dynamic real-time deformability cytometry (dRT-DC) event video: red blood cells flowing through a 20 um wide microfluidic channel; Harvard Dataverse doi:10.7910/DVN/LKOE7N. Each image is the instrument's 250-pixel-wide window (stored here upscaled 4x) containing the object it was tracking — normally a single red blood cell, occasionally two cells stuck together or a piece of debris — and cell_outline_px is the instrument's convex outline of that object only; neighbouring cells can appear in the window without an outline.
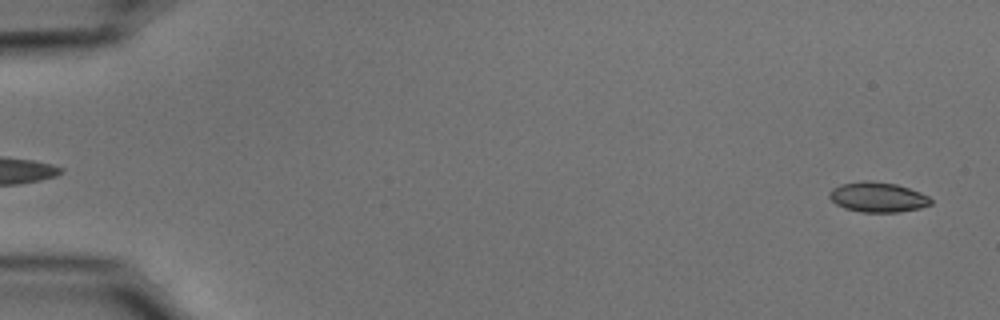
{"species": "common noctule bat (a hibernating species)", "species_latin": "Nyctalus noctula", "temperature_condition": "cold", "stored_images_in_passage": 53, "camera_frame_rate_fps": 3000, "um_per_image_px": 0.085, "animal": {"sex": "male", "body_mass_g": 15.6}, "frame": {"image": 1, "passage_image": 1, "time_ms": 0.0, "image_size_px": [1000, 320], "cell_outline_px": [[932, 204], [920, 208], [900, 212], [860, 212], [844, 208], [836, 204], [828, 196], [828, 192], [832, 188], [840, 184], [864, 180], [868, 180], [896, 184], [920, 192], [928, 196], [932, 200]], "centroid_in_image_um": [74.59, 16.76], "position_along_channel_um": 10.4, "area_um2": 17.86}}
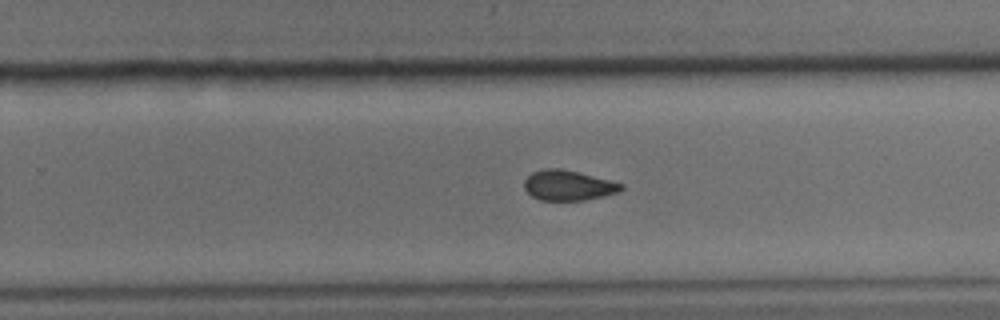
{"frame": {"image": 2, "passage_image": 34, "time_ms": 11.0, "image_size_px": [1000, 320], "cell_outline_px": [[624, 188], [616, 192], [604, 196], [584, 200], [540, 200], [532, 196], [524, 188], [524, 180], [532, 172], [544, 168], [560, 168], [624, 184]], "centroid_in_image_um": [48.26, 15.76], "position_along_channel_um": 281.5, "area_um2": 16.82}}
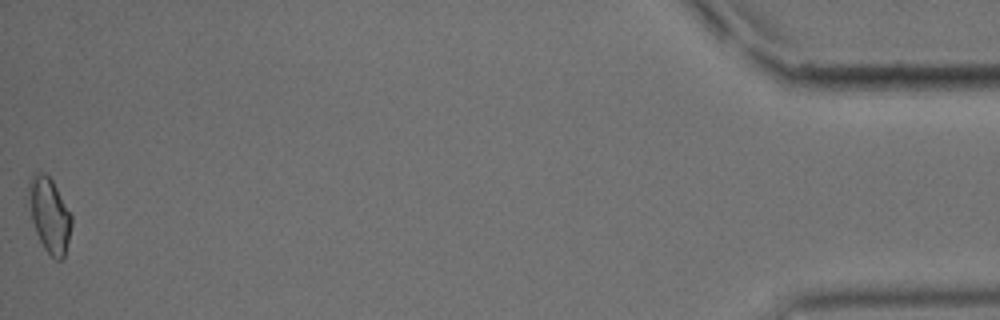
{"frame": {"image": 3, "passage_image": 53, "time_ms": 17.333, "image_size_px": [1000, 320], "cell_outline_px": [[72, 224], [64, 256], [60, 260], [56, 260], [44, 248], [36, 232], [32, 220], [28, 200], [28, 180], [36, 172], [44, 172], [52, 180], [72, 216]], "centroid_in_image_um": [4.19, 18.25], "position_along_channel_um": 431.0, "area_um2": 18.44}, "authors_computed_cell_mechanics": {"area_um2": 17.8024, "velocity_mm_per_s": 3.7424, "shape_relaxation_time_tau1_ms": 8.0041, "shape_relaxation_time_tau2_ms": 4.2483, "deformation_change_tau1": 0.129, "deformation_change_tau2": 0.0796}}